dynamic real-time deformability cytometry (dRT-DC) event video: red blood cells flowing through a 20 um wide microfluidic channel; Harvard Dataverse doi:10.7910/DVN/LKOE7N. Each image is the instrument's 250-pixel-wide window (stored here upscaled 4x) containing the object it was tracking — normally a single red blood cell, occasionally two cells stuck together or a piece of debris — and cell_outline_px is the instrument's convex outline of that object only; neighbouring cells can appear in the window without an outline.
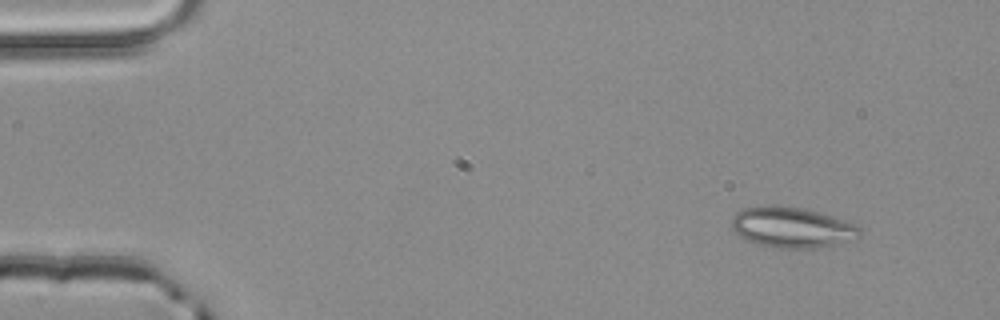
{"species": "common noctule bat (a hibernating species)", "species_latin": "Nyctalus noctula", "temperature_condition": "room temperature", "stored_images_in_passage": 3, "camera_frame_rate_fps": 3000, "um_per_image_px": 0.085, "animal": {"sex": "male", "body_mass_g": 20.4}, "frame": {"image": 1, "passage_image": 1, "time_ms": 0.0, "image_size_px": [1000, 320], "cell_outline_px": [[860, 236], [856, 240], [816, 248], [780, 248], [760, 244], [744, 240], [732, 232], [732, 216], [736, 212], [744, 208], [768, 204], [804, 208], [844, 220], [856, 224], [860, 228]], "centroid_in_image_um": [67.29, 19.32], "position_along_channel_um": 17.7, "area_um2": 30.63}}